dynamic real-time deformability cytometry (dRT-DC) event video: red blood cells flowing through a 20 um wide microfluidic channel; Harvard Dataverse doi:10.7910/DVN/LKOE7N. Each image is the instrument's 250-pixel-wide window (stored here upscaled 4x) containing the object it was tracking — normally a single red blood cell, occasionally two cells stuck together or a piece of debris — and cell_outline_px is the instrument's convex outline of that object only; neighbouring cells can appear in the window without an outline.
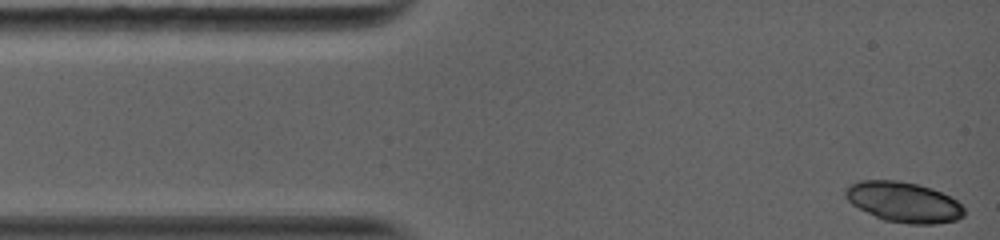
{"species": "common noctule bat (a hibernating species)", "species_latin": "Nyctalus noctula", "temperature_condition": "warm", "stored_images_in_passage": 18, "camera_frame_rate_fps": 5000, "um_per_image_px": 0.085, "animal": {"sex": "female", "body_mass_g": 19.0, "forearm_length_mm": 56.7}, "frame": {"image": 1, "passage_image": 1, "time_ms": 0.0, "image_size_px": [1000, 240], "cell_outline_px": [[964, 216], [956, 220], [936, 224], [908, 224], [884, 220], [852, 204], [844, 196], [844, 188], [848, 184], [860, 180], [896, 180], [916, 184], [932, 188], [956, 200], [964, 208]], "centroid_in_image_um": [76.79, 17.17], "position_along_channel_um": 8.2, "area_um2": 27.86}}
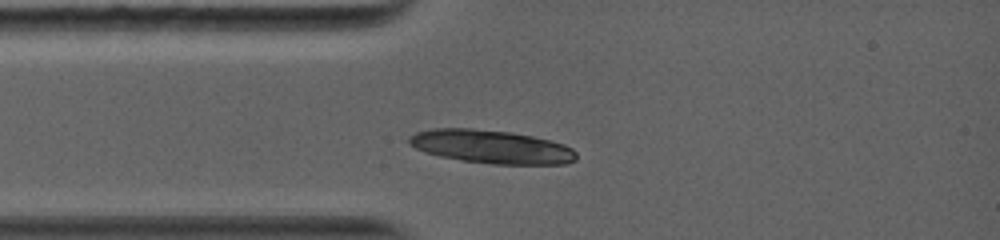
{"frame": {"image": 2, "passage_image": 18, "time_ms": 2.6, "image_size_px": [1000, 240], "cell_outline_px": [[576, 160], [568, 164], [492, 164], [460, 160], [440, 156], [416, 148], [408, 144], [408, 136], [416, 132], [432, 128], [472, 128], [512, 132], [532, 136], [564, 144], [572, 148], [576, 152]], "centroid_in_image_um": [41.77, 12.47], "position_along_channel_um": 43.2, "area_um2": 32.66}}